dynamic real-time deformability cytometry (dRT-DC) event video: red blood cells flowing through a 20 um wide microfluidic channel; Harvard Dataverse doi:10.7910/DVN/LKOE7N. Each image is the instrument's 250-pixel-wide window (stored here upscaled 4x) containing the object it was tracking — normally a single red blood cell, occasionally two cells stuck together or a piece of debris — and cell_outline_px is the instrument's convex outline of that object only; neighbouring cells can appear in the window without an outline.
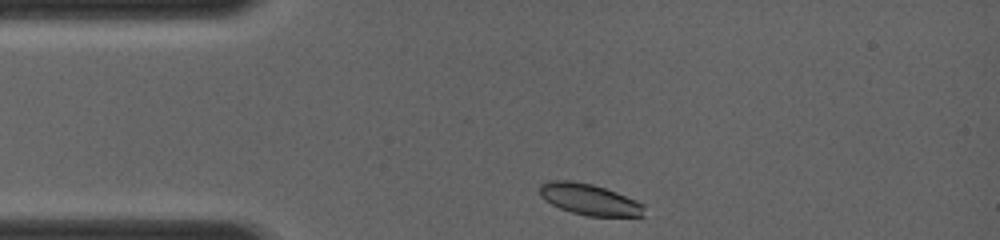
{"species": "common noctule bat (a hibernating species)", "species_latin": "Nyctalus noctula", "temperature_condition": "room temperature", "stored_images_in_passage": 37, "camera_frame_rate_fps": 4000, "um_per_image_px": 0.085, "animal": {"sex": "female", "body_mass_g": 19.0, "forearm_length_mm": 56.7}, "frame": {"image": 1, "passage_image": 1, "time_ms": 0.0, "image_size_px": [1000, 240], "cell_outline_px": [[644, 216], [588, 216], [572, 212], [560, 208], [544, 200], [540, 196], [540, 184], [548, 180], [572, 180], [592, 184], [616, 192], [636, 200], [644, 204]], "centroid_in_image_um": [50.08, 16.94], "position_along_channel_um": 34.9, "area_um2": 19.02}}
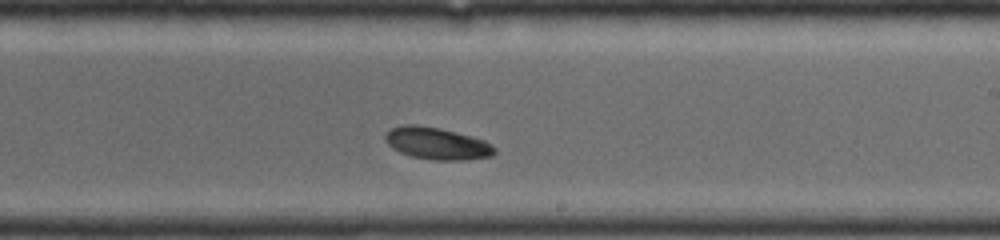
{"frame": {"image": 2, "passage_image": 22, "time_ms": 5.25, "image_size_px": [1000, 240], "cell_outline_px": [[496, 152], [492, 156], [464, 160], [432, 160], [412, 156], [400, 152], [392, 148], [384, 140], [384, 136], [392, 128], [404, 124], [416, 124], [440, 128], [456, 132], [484, 140], [492, 144], [496, 148]], "centroid_in_image_um": [37.15, 12.19], "position_along_channel_um": 251.9, "area_um2": 20.46}}
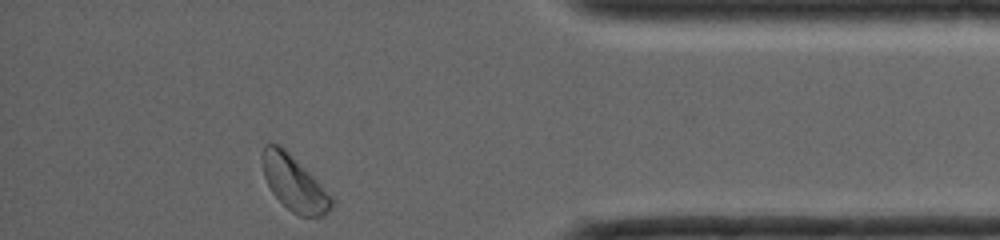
{"frame": {"image": 3, "passage_image": 37, "time_ms": 9.0, "image_size_px": [1000, 240], "cell_outline_px": [[336, 200], [332, 208], [328, 212], [320, 216], [300, 216], [292, 212], [272, 192], [264, 176], [264, 144], [280, 144]], "centroid_in_image_um": [25.05, 15.62], "position_along_channel_um": 410.2, "area_um2": 21.5}}